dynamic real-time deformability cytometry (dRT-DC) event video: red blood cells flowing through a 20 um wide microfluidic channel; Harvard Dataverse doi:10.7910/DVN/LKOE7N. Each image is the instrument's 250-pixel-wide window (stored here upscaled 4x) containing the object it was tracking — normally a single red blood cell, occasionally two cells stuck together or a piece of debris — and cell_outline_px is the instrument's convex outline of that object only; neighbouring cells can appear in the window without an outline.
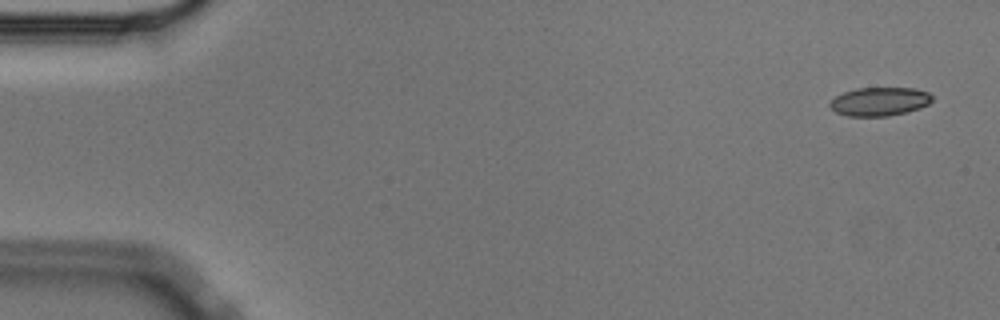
{"species": "Egyptian fruit bat (a non-hibernating species)", "species_latin": "Rousettus aegyptiacus", "temperature_condition": "cold", "stored_images_in_passage": 57, "camera_frame_rate_fps": 3000, "um_per_image_px": 0.085, "animal": {"sex": "male"}, "frame": {"image": 1, "passage_image": 3, "time_ms": 0.667, "image_size_px": [1000, 320], "cell_outline_px": [[932, 100], [928, 104], [920, 108], [908, 112], [888, 116], [848, 116], [836, 112], [828, 104], [836, 96], [844, 92], [856, 88], [916, 88], [928, 92], [932, 96]], "centroid_in_image_um": [74.78, 8.63], "position_along_channel_um": 10.2, "area_um2": 17.05}}
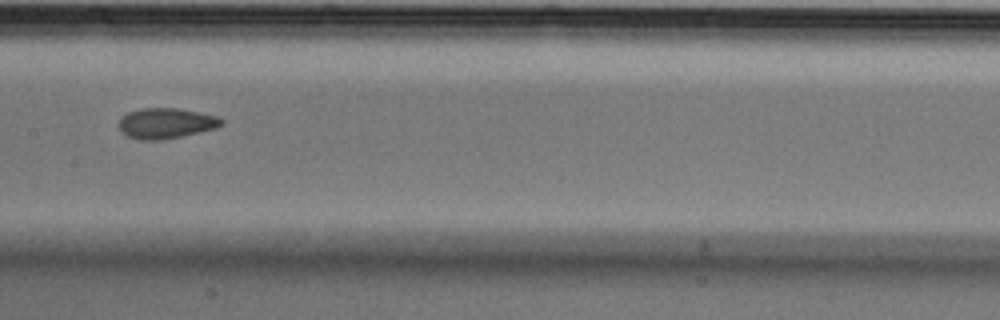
{"frame": {"image": 2, "passage_image": 29, "time_ms": 9.333, "image_size_px": [1000, 320], "cell_outline_px": [[224, 124], [216, 128], [180, 136], [160, 140], [140, 140], [128, 136], [120, 132], [120, 116], [128, 112], [144, 108], [176, 108], [200, 112], [216, 116], [224, 120]], "centroid_in_image_um": [14.1, 10.47], "position_along_channel_um": 193.3, "area_um2": 18.15}}
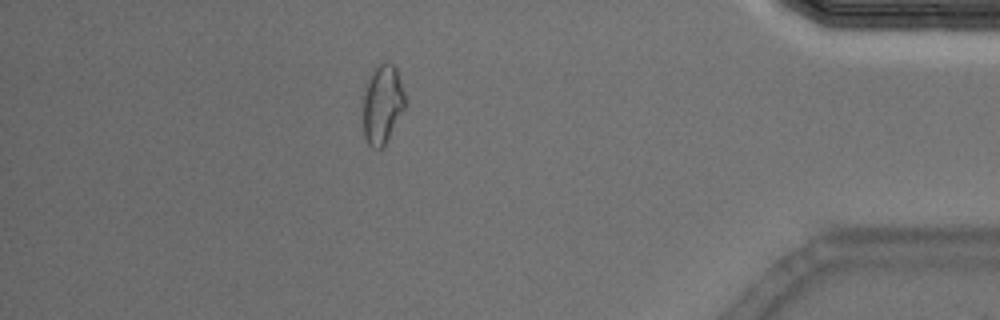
{"frame": {"image": 3, "passage_image": 50, "time_ms": 16.333, "image_size_px": [1000, 320], "cell_outline_px": [[404, 108], [384, 148], [372, 148], [368, 144], [364, 136], [360, 96], [364, 84], [372, 68], [384, 60], [392, 64], [396, 68], [404, 92]], "centroid_in_image_um": [32.42, 8.83], "position_along_channel_um": 402.8, "area_um2": 20.29}, "authors_computed_cell_mechanics": {"area_um2": 18.1492, "velocity_mm_per_s": 3.5669, "shape_relaxation_time_tau1_ms": 6.3759, "shape_relaxation_time_tau2_ms": 2.6949, "deformation_change_tau1": 0.1458, "deformation_change_tau2": 0.0921}}